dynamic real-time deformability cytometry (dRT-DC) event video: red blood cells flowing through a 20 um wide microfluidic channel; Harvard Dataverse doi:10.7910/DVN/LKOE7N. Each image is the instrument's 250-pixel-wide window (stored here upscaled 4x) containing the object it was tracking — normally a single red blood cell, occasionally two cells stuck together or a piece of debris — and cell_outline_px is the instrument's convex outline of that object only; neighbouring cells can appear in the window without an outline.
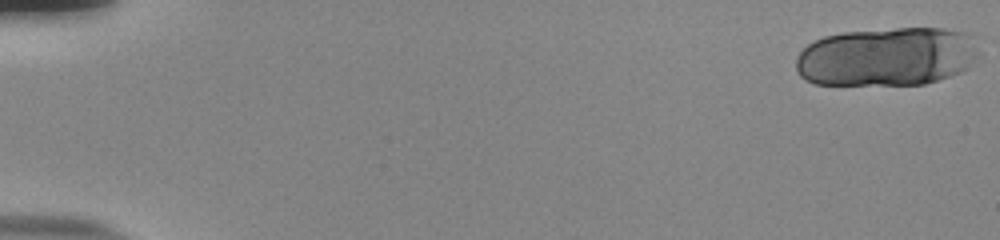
{"species": "human", "species_latin": "Homo sapiens", "temperature_condition": "room temperature", "stored_images_in_passage": 21, "camera_frame_rate_fps": 3000, "um_per_image_px": 0.085, "donor": {"sex": "male"}, "frame": {"image": 1, "passage_image": 1, "time_ms": 0.0, "image_size_px": [1000, 240], "cell_outline_px": [[984, 44], [980, 56], [968, 68], [960, 72], [924, 84], [816, 84], [804, 80], [796, 72], [796, 56], [808, 44], [824, 36], [844, 32], [896, 28], [944, 28], [968, 32], [984, 40]], "centroid_in_image_um": [75.51, 4.79], "position_along_channel_um": 9.5, "area_um2": 63.98}}